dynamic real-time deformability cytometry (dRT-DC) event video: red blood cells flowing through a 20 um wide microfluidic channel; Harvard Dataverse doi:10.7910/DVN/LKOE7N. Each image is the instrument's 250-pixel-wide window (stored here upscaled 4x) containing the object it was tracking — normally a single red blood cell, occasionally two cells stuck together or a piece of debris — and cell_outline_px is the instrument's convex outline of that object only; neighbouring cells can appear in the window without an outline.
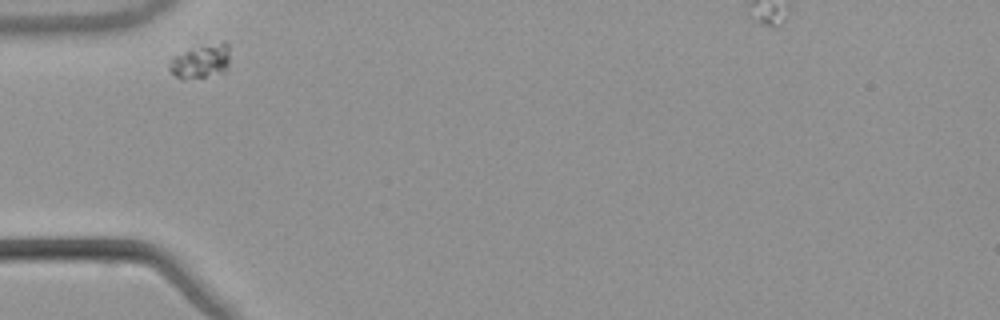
{"species": "common noctule bat (a hibernating species)", "species_latin": "Nyctalus noctula", "temperature_condition": "warm", "stored_images_in_passage": 32, "camera_frame_rate_fps": 3000, "um_per_image_px": 0.085, "animal": {"sex": "male", "body_mass_g": 21.5, "forearm_length_mm": 52.0}, "frame": {"image": 1, "passage_image": 1, "time_ms": 0.0, "image_size_px": [1000, 320], "cell_outline_px": [[228, 72], [204, 76], [176, 76], [168, 68], [168, 64], [172, 56], [184, 52], [224, 40], [228, 44]], "centroid_in_image_um": [17.12, 5.18], "position_along_channel_um": 67.9, "area_um2": 11.44}}
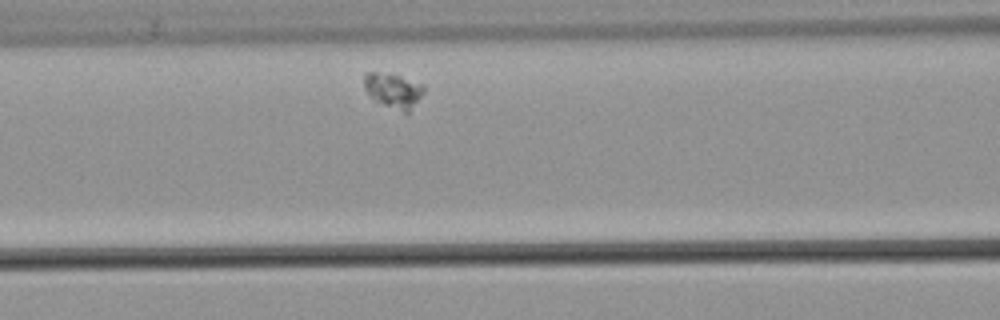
{"frame": {"image": 2, "passage_image": 7, "time_ms": 2.0, "image_size_px": [1000, 320], "cell_outline_px": [[424, 92], [408, 112], [404, 112], [384, 104], [368, 96], [364, 88], [364, 72], [376, 72], [400, 76], [424, 84]], "centroid_in_image_um": [33.41, 7.66], "position_along_channel_um": 133.2, "area_um2": 11.91}}
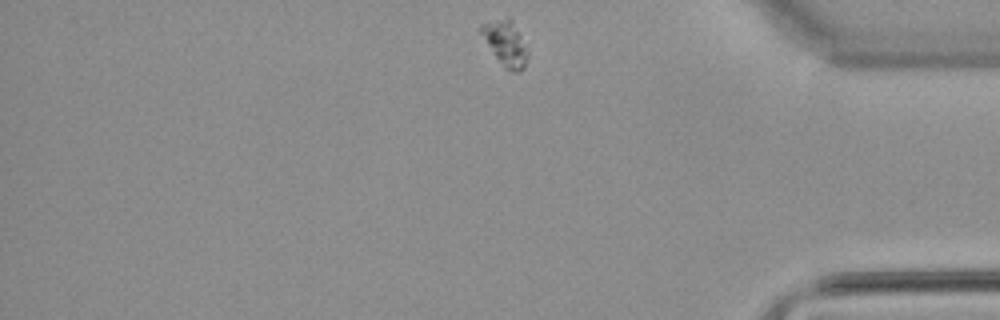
{"frame": {"image": 3, "passage_image": 32, "time_ms": 10.333, "image_size_px": [1000, 320], "cell_outline_px": [[528, 56], [524, 68], [516, 72], [512, 72], [504, 68], [480, 32], [480, 24], [508, 16], [512, 20], [520, 32], [528, 52]], "centroid_in_image_um": [43.0, 3.66], "position_along_channel_um": 392.2, "area_um2": 12.14}}